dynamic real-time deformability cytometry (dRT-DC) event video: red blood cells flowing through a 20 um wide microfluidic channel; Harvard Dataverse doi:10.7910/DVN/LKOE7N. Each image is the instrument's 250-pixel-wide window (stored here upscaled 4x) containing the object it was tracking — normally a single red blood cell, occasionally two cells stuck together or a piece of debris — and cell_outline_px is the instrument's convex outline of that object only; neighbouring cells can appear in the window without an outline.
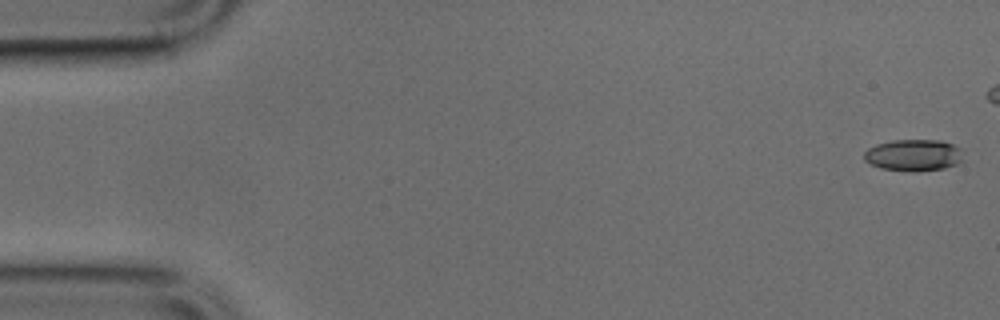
{"species": "common noctule bat (a hibernating species)", "species_latin": "Nyctalus noctula", "temperature_condition": "cold", "stored_images_in_passage": 40, "camera_frame_rate_fps": 3000, "um_per_image_px": 0.085, "animal": {"sex": "male", "body_mass_g": 17.9, "forearm_length_mm": 54.2}, "frame": {"image": 1, "passage_image": 1, "time_ms": 0.0, "image_size_px": [1000, 320], "cell_outline_px": [[960, 160], [956, 164], [944, 168], [880, 168], [864, 160], [864, 152], [868, 148], [876, 144], [892, 140], [940, 140], [952, 144], [960, 148]], "centroid_in_image_um": [77.61, 13.12], "position_along_channel_um": 7.4, "area_um2": 17.22}}
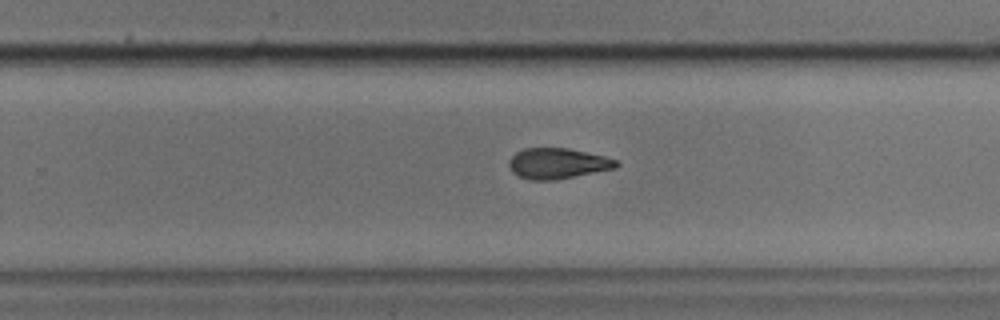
{"frame": {"image": 2, "passage_image": 31, "time_ms": 10.0, "image_size_px": [1000, 320], "cell_outline_px": [[620, 164], [616, 168], [556, 180], [528, 180], [512, 172], [508, 164], [508, 160], [516, 152], [524, 148], [568, 148], [604, 156], [616, 160]], "centroid_in_image_um": [47.38, 13.89], "position_along_channel_um": 282.4, "area_um2": 19.19}}
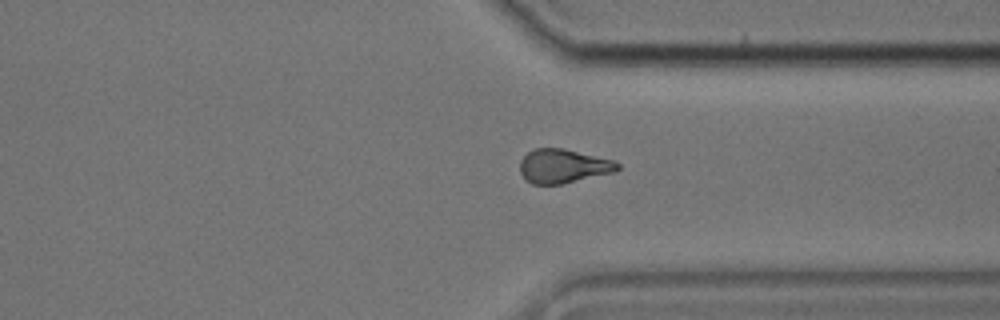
{"frame": {"image": 3, "passage_image": 37, "time_ms": 12.0, "image_size_px": [1000, 320], "cell_outline_px": [[620, 168], [616, 172], [560, 184], [532, 184], [520, 172], [520, 160], [528, 152], [536, 148], [564, 148], [612, 160], [620, 164]], "centroid_in_image_um": [47.89, 14.11], "position_along_channel_um": 363.5, "area_um2": 19.19}}